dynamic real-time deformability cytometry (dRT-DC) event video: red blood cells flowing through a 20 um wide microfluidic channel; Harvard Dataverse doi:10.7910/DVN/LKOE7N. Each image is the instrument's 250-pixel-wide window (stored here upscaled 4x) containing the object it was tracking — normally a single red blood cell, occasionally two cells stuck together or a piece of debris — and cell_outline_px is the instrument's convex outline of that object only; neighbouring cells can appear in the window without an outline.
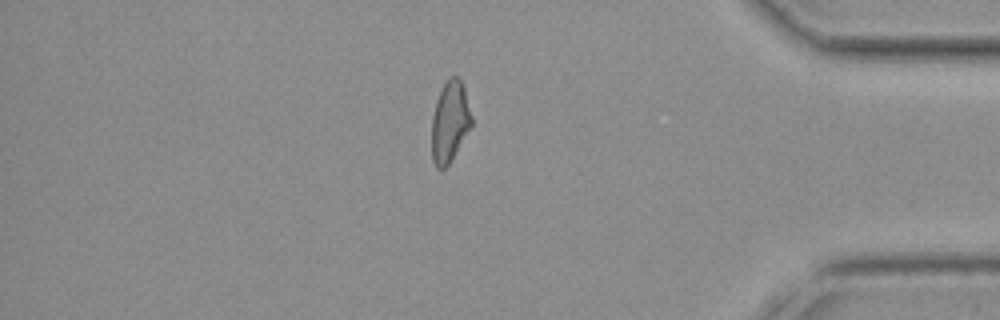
{"species": "common noctule bat (a hibernating species)", "species_latin": "Nyctalus noctula", "temperature_condition": "cold", "stored_images_in_passage": 54, "camera_frame_rate_fps": 3000, "um_per_image_px": 0.085, "animal": {"sex": "female", "body_mass_g": 19.3, "forearm_length_mm": 54.1}, "frame": {"image": 1, "passage_image": 47, "time_ms": 15.333, "image_size_px": [1000, 320], "cell_outline_px": [[472, 128], [448, 164], [444, 168], [436, 168], [432, 160], [432, 116], [436, 100], [444, 84], [452, 76], [456, 76], [460, 80], [464, 88], [472, 116]], "centroid_in_image_um": [38.24, 10.37], "position_along_channel_um": 397.0, "area_um2": 18.73}}